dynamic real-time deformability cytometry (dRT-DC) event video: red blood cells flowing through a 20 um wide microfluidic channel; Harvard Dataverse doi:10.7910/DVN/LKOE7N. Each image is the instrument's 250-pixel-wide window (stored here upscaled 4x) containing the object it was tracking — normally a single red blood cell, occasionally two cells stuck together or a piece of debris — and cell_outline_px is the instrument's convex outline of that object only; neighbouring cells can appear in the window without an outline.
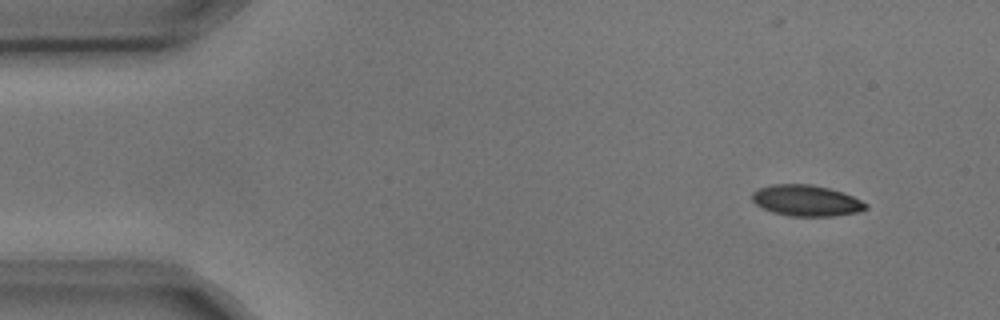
{"species": "common noctule bat (a hibernating species)", "species_latin": "Nyctalus noctula", "temperature_condition": "cold", "stored_images_in_passage": 3, "camera_frame_rate_fps": 3000, "um_per_image_px": 0.085, "animal": {"sex": "male", "body_mass_g": 17.9, "forearm_length_mm": 54.2}, "frame": {"image": 1, "passage_image": 1, "time_ms": 0.0, "image_size_px": [1000, 320], "cell_outline_px": [[868, 208], [860, 212], [836, 216], [788, 216], [772, 212], [756, 204], [752, 200], [752, 192], [760, 188], [772, 184], [812, 184], [828, 188], [852, 196], [868, 204]], "centroid_in_image_um": [68.55, 17.06], "position_along_channel_um": 16.5, "area_um2": 20.58}}
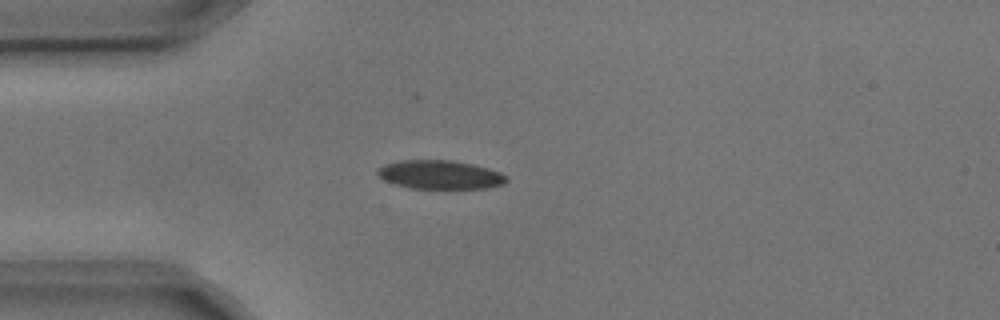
{"frame": {"image": 2, "passage_image": 3, "time_ms": 0.667, "image_size_px": [1000, 320], "cell_outline_px": [[508, 180], [504, 184], [484, 188], [412, 188], [396, 184], [384, 180], [376, 172], [376, 168], [384, 164], [400, 160], [452, 160], [472, 164], [488, 168], [500, 172], [508, 176]], "centroid_in_image_um": [37.4, 14.84], "position_along_channel_um": 47.6, "area_um2": 21.56}}